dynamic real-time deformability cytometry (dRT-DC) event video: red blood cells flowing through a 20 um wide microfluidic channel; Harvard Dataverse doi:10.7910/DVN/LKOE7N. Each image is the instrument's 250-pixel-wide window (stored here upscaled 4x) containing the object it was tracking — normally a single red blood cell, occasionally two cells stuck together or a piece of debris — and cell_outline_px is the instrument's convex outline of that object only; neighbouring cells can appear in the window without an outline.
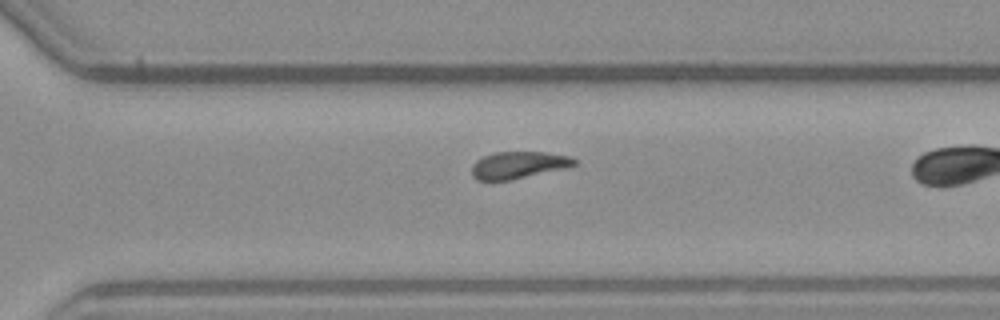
{"species": "common noctule bat (a hibernating species)", "species_latin": "Nyctalus noctula", "temperature_condition": "warm", "stored_images_in_passage": 28, "camera_frame_rate_fps": 3000, "um_per_image_px": 0.085, "animal": {"sex": "male", "body_mass_g": 23.1, "forearm_length_mm": 52.7}, "frame": {"image": 1, "passage_image": 24, "time_ms": 7.667, "image_size_px": [1000, 320], "cell_outline_px": [[576, 164], [568, 168], [512, 180], [476, 180], [472, 176], [472, 164], [476, 160], [484, 156], [496, 152], [544, 152], [572, 156], [576, 160]], "centroid_in_image_um": [44.09, 14.03], "position_along_channel_um": 326.5, "area_um2": 16.36}}